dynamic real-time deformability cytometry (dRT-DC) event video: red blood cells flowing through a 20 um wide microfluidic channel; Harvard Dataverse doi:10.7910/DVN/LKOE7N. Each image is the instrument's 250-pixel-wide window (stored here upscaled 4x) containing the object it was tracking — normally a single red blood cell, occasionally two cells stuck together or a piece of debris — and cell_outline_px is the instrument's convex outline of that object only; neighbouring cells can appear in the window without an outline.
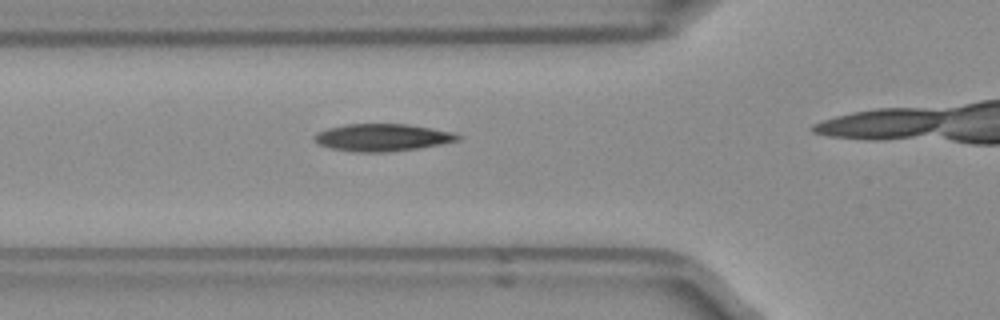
{"species": "Egyptian fruit bat (a non-hibernating species)", "species_latin": "Rousettus aegyptiacus", "temperature_condition": "room temperature", "stored_images_in_passage": 16, "camera_frame_rate_fps": 3000, "um_per_image_px": 0.085, "frame": {"image": 1, "passage_image": 12, "time_ms": 3.667, "image_size_px": [1000, 320], "cell_outline_px": [[464, 136], [460, 140], [440, 144], [416, 148], [384, 152], [360, 152], [332, 148], [316, 144], [312, 140], [312, 136], [316, 132], [328, 128], [344, 124], [408, 124], [456, 132]], "centroid_in_image_um": [32.49, 11.67], "position_along_channel_um": 93.3, "area_um2": 23.0}}